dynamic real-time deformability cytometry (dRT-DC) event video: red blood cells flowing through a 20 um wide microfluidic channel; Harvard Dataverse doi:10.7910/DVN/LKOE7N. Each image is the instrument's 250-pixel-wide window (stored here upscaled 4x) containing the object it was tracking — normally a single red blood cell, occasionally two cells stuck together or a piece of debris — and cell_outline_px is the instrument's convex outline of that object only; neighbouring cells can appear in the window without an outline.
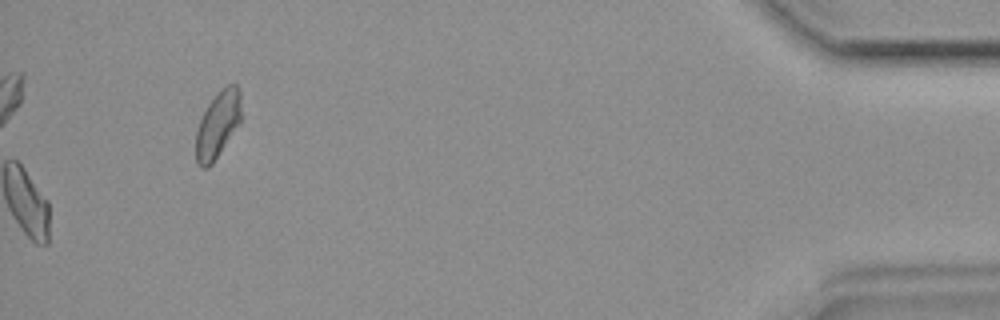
{"species": "common noctule bat (a hibernating species)", "species_latin": "Nyctalus noctula", "temperature_condition": "room temperature", "stored_images_in_passage": 38, "camera_frame_rate_fps": 3000, "um_per_image_px": 0.085, "animal": {"sex": "female", "body_mass_g": 19.9}, "frame": {"image": 1, "passage_image": 38, "time_ms": 12.333, "image_size_px": [1000, 320], "cell_outline_px": [[240, 124], [212, 164], [208, 168], [200, 168], [196, 164], [196, 132], [200, 120], [208, 104], [228, 84], [236, 84], [240, 92]], "centroid_in_image_um": [18.5, 10.65], "position_along_channel_um": 416.7, "area_um2": 17.34}}